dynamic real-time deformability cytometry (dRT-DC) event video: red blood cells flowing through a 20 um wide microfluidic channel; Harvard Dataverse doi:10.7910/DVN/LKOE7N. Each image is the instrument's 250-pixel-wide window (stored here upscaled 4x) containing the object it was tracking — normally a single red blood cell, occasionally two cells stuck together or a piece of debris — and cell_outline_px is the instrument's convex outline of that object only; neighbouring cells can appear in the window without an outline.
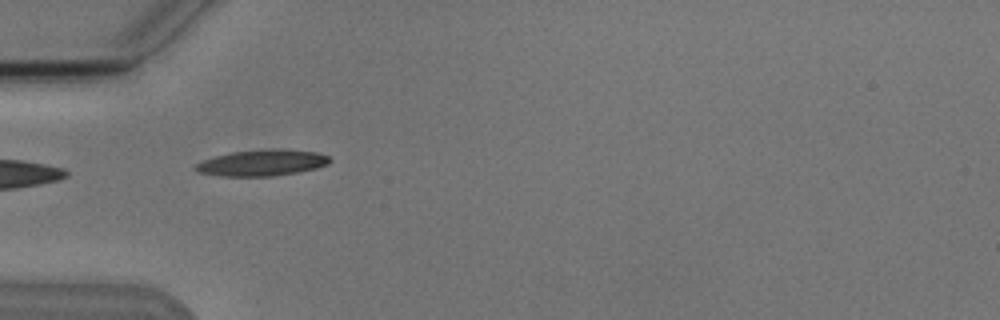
{"species": "Egyptian fruit bat (a non-hibernating species)", "species_latin": "Rousettus aegyptiacus", "temperature_condition": "cold", "stored_images_in_passage": 6, "camera_frame_rate_fps": 3000, "um_per_image_px": 0.085, "animal": {"sex": "male"}, "frame": {"image": 1, "passage_image": 6, "time_ms": 5.667, "image_size_px": [1000, 320], "cell_outline_px": [[332, 160], [328, 164], [316, 168], [296, 172], [268, 176], [220, 176], [200, 172], [192, 168], [196, 164], [204, 160], [216, 156], [232, 152], [268, 148], [284, 148], [316, 152], [328, 156]], "centroid_in_image_um": [22.3, 13.82], "position_along_channel_um": 62.7, "area_um2": 20.46}}